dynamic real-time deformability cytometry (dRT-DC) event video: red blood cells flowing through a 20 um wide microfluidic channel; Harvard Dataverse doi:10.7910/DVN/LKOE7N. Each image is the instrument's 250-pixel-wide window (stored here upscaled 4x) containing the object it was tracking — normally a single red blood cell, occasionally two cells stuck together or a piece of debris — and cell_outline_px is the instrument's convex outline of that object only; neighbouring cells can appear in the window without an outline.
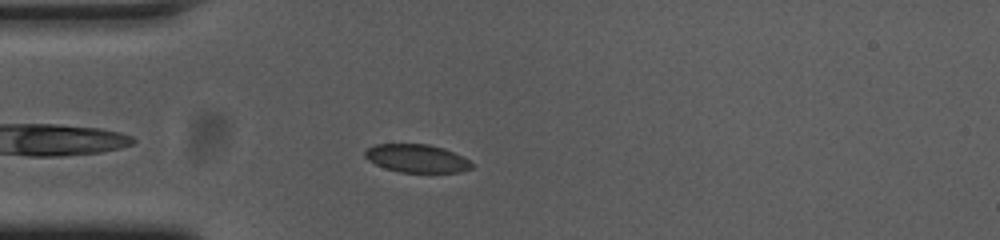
{"species": "common noctule bat (a hibernating species)", "species_latin": "Nyctalus noctula", "temperature_condition": "cold", "stored_images_in_passage": 36, "camera_frame_rate_fps": 3000, "um_per_image_px": 0.085, "animal": {"sex": "female", "body_mass_g": 23.0, "forearm_length_mm": 53.4}, "frame": {"image": 1, "passage_image": 5, "time_ms": 1.333, "image_size_px": [1000, 240], "cell_outline_px": [[472, 168], [460, 172], [400, 172], [384, 168], [368, 160], [364, 156], [364, 152], [368, 148], [376, 144], [428, 144], [444, 148], [468, 160], [472, 164]], "centroid_in_image_um": [35.39, 13.46], "position_along_channel_um": 49.6, "area_um2": 17.34}}
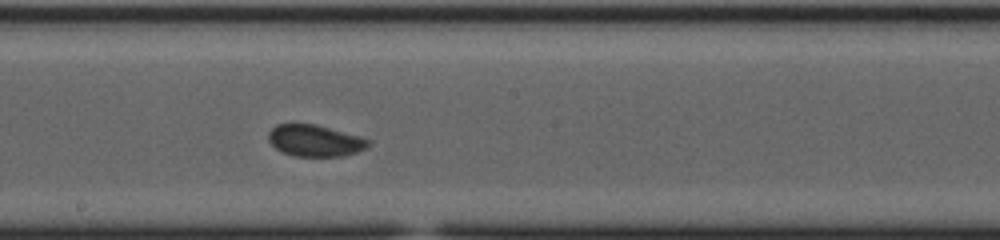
{"frame": {"image": 2, "passage_image": 20, "time_ms": 6.333, "image_size_px": [1000, 240], "cell_outline_px": [[372, 144], [356, 152], [344, 156], [292, 156], [276, 148], [268, 140], [268, 132], [276, 124], [316, 124], [356, 136], [368, 140]], "centroid_in_image_um": [26.72, 11.96], "position_along_channel_um": 221.5, "area_um2": 18.09}}
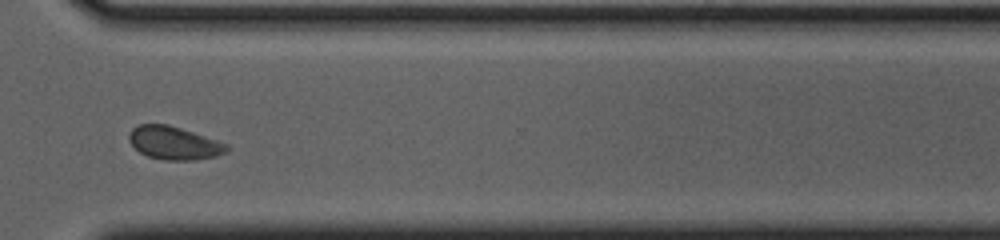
{"frame": {"image": 3, "passage_image": 31, "time_ms": 10.0, "image_size_px": [1000, 240], "cell_outline_px": [[228, 148], [224, 152], [216, 156], [196, 160], [164, 160], [148, 156], [140, 152], [128, 140], [128, 136], [132, 128], [140, 124], [168, 124], [228, 144]], "centroid_in_image_um": [14.77, 12.16], "position_along_channel_um": 355.8, "area_um2": 18.61}, "authors_computed_cell_mechanics": {"area_um2": 18.4382, "velocity_mm_per_s": 3.6514, "shape_relaxation_time_tau1_ms": 3.9403, "shape_relaxation_time_tau2_ms": 0.7114, "deformation_change_tau1": 0.0417, "deformation_change_tau2": 0.0446}}